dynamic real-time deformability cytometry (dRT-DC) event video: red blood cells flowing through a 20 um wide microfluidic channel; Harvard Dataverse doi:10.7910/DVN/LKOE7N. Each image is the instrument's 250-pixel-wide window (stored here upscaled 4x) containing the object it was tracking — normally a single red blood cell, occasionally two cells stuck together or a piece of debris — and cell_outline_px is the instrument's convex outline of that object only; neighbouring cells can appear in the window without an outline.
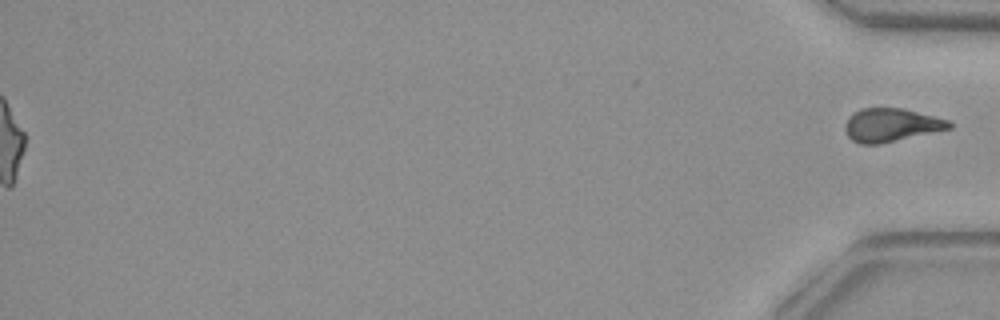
{"species": "common noctule bat (a hibernating species)", "species_latin": "Nyctalus noctula", "temperature_condition": "warm", "stored_images_in_passage": 46, "camera_frame_rate_fps": 3000, "um_per_image_px": 0.085, "animal": {"sex": "female", "body_mass_g": 29.2, "forearm_length_mm": 56.3}, "frame": {"image": 1, "passage_image": 46, "time_ms": 15.0, "image_size_px": [1000, 320], "cell_outline_px": [[952, 128], [880, 144], [860, 144], [852, 140], [848, 136], [844, 128], [844, 124], [848, 116], [852, 112], [860, 108], [904, 108], [948, 120], [952, 124]], "centroid_in_image_um": [75.7, 10.62], "position_along_channel_um": 359.5, "area_um2": 20.35}}